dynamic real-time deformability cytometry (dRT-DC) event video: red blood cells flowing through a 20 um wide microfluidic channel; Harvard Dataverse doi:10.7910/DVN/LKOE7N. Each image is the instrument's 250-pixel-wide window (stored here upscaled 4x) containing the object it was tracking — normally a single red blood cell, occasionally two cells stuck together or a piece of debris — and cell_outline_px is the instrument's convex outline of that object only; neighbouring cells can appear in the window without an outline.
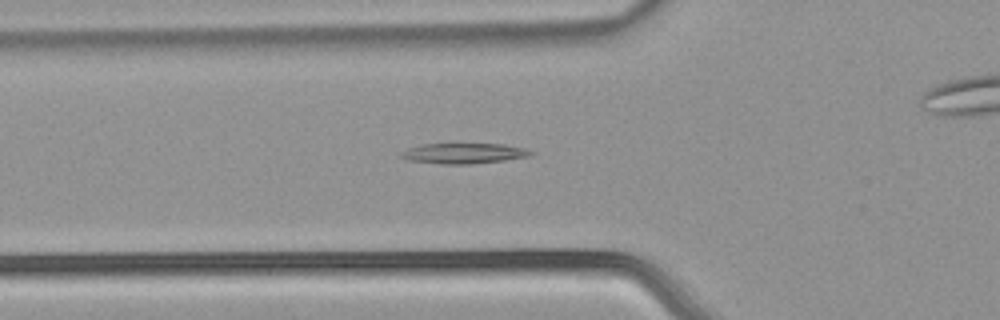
{"species": "common noctule bat (a hibernating species)", "species_latin": "Nyctalus noctula", "temperature_condition": "warm", "stored_images_in_passage": 43, "camera_frame_rate_fps": 3000, "um_per_image_px": 0.085, "animal": {"sex": "male", "body_mass_g": 21.5, "forearm_length_mm": 52.0}, "frame": {"image": 1, "passage_image": 8, "time_ms": 2.333, "image_size_px": [1000, 320], "cell_outline_px": [[536, 152], [532, 156], [504, 160], [472, 164], [440, 164], [408, 160], [400, 156], [400, 152], [408, 148], [420, 144], [504, 144], [524, 148]], "centroid_in_image_um": [39.44, 13.03], "position_along_channel_um": 86.4, "area_um2": 15.55}}
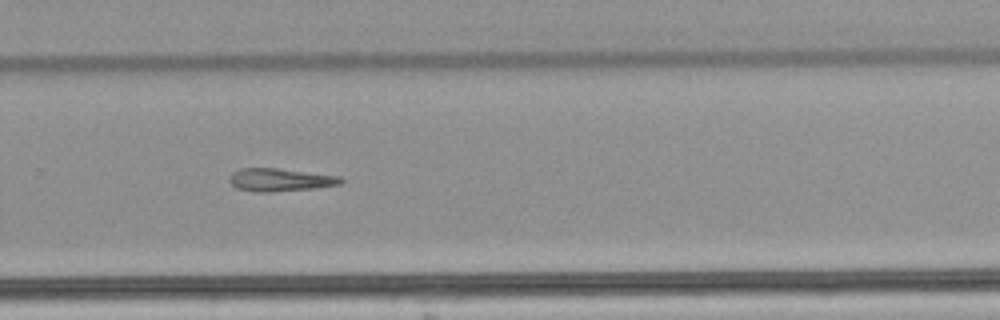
{"frame": {"image": 2, "passage_image": 25, "time_ms": 8.0, "image_size_px": [1000, 320], "cell_outline_px": [[344, 180], [340, 184], [316, 188], [272, 192], [256, 192], [236, 188], [228, 180], [232, 172], [240, 168], [276, 168], [340, 176]], "centroid_in_image_um": [23.79, 15.29], "position_along_channel_um": 306.0, "area_um2": 14.91}}
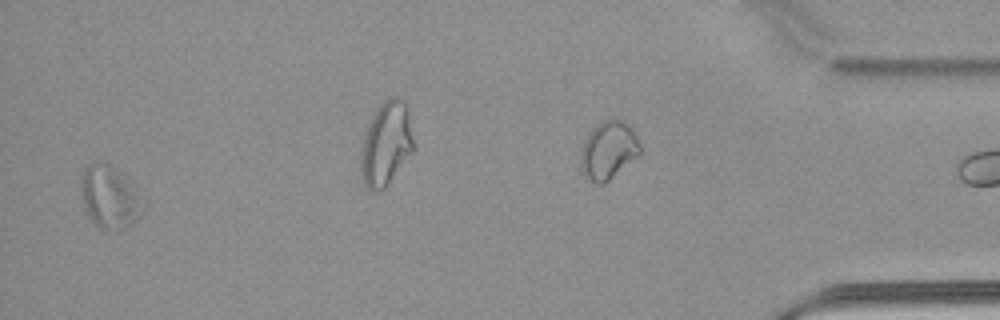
{"frame": {"image": 3, "passage_image": 41, "time_ms": 13.333, "image_size_px": [1000, 320], "cell_outline_px": [[148, 204], [140, 216], [132, 224], [124, 228], [100, 228], [92, 220], [88, 212], [84, 200], [80, 180], [84, 168], [88, 164], [108, 164], [132, 180], [136, 184], [148, 200]], "centroid_in_image_um": [9.46, 16.73], "position_along_channel_um": 425.7, "area_um2": 22.83}}